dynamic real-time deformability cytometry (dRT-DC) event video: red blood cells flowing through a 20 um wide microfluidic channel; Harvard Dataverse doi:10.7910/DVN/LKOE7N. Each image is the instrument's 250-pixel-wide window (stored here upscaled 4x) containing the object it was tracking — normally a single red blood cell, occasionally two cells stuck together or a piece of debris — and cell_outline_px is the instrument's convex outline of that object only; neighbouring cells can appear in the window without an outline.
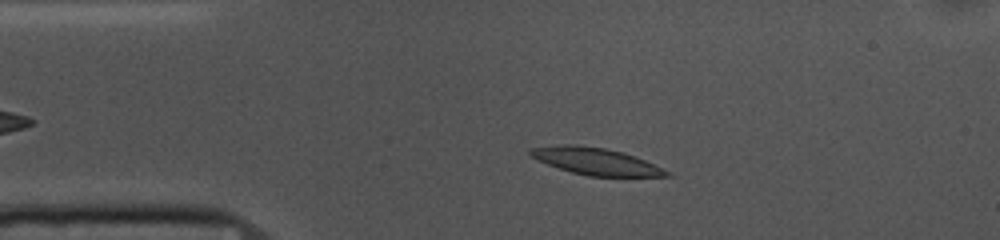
{"species": "common noctule bat (a hibernating species)", "species_latin": "Nyctalus noctula", "temperature_condition": "cold", "stored_images_in_passage": 52, "camera_frame_rate_fps": 3000, "um_per_image_px": 0.085, "animal": {"sex": "female", "body_mass_g": 10.0, "forearm_length_mm": 53.1}, "frame": {"image": 1, "passage_image": 8, "time_ms": 2.333, "image_size_px": [1000, 240], "cell_outline_px": [[672, 176], [588, 176], [572, 172], [548, 164], [532, 156], [528, 152], [532, 148], [560, 144], [576, 144], [604, 148], [620, 152], [644, 160], [672, 172]], "centroid_in_image_um": [50.66, 13.71], "position_along_channel_um": 34.3, "area_um2": 20.98}}
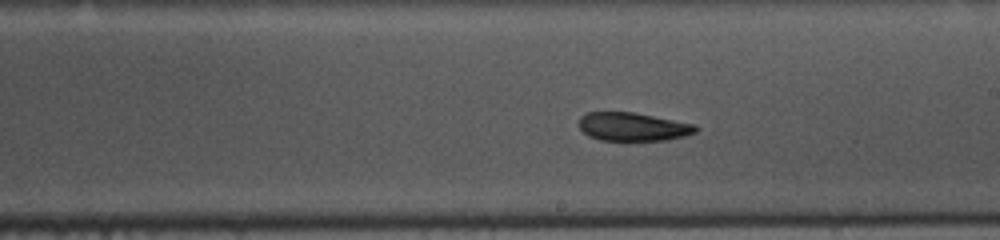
{"frame": {"image": 2, "passage_image": 27, "time_ms": 8.667, "image_size_px": [1000, 240], "cell_outline_px": [[700, 128], [696, 132], [684, 136], [668, 140], [628, 144], [600, 140], [588, 136], [580, 128], [580, 116], [588, 112], [632, 112], [696, 124]], "centroid_in_image_um": [53.82, 10.83], "position_along_channel_um": 235.2, "area_um2": 20.29}}
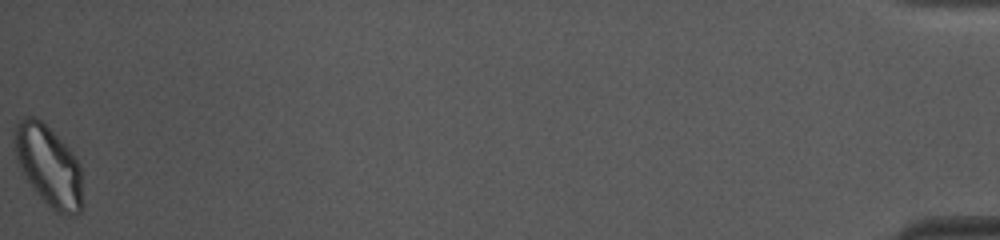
{"frame": {"image": 3, "passage_image": 52, "time_ms": 17.0, "image_size_px": [1000, 240], "cell_outline_px": [[80, 212], [76, 216], [68, 216], [56, 212], [32, 188], [20, 168], [16, 156], [12, 136], [16, 124], [24, 116], [36, 116], [76, 156], [80, 164]], "centroid_in_image_um": [4.09, 14.07], "position_along_channel_um": 431.1, "area_um2": 31.56}, "authors_computed_cell_mechanics": {"area_um2": 21.2126, "velocity_mm_per_s": 3.6116, "shape_relaxation_time_tau1_ms": 2.9005, "shape_relaxation_time_tau2_ms": 3.6937, "deformation_change_tau1": 0.1187, "deformation_change_tau2": 0.1015}}